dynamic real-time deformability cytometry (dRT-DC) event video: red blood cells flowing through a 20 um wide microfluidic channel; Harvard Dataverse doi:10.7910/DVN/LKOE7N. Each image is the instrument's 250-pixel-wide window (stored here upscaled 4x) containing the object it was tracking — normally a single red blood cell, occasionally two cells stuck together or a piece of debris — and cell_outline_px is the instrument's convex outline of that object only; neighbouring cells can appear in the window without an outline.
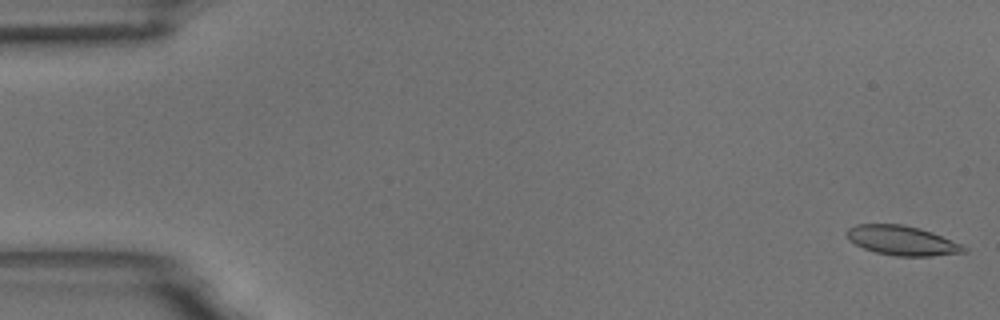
{"species": "common noctule bat (a hibernating species)", "species_latin": "Nyctalus noctula", "temperature_condition": "room temperature", "stored_images_in_passage": 56, "camera_frame_rate_fps": 3000, "um_per_image_px": 0.085, "animal": {"sex": "male", "body_mass_g": 18.8}, "frame": {"image": 1, "passage_image": 1, "time_ms": 0.0, "image_size_px": [1000, 320], "cell_outline_px": [[968, 252], [932, 256], [896, 256], [876, 252], [864, 248], [848, 240], [844, 232], [848, 228], [856, 224], [904, 224], [920, 228], [932, 232], [960, 244], [968, 248]], "centroid_in_image_um": [76.66, 20.44], "position_along_channel_um": 8.3, "area_um2": 20.23}}
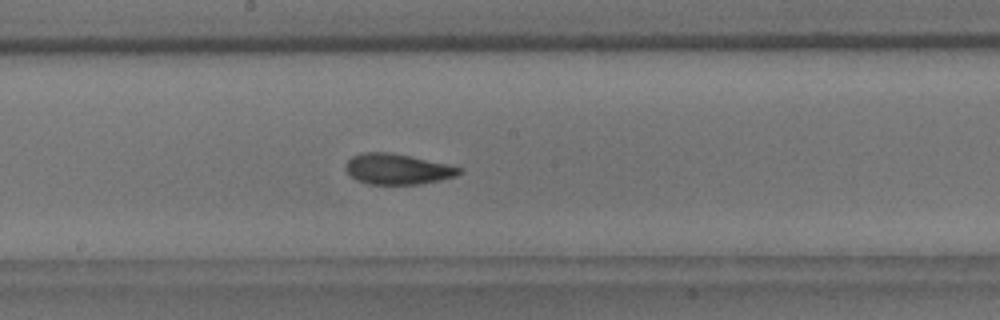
{"frame": {"image": 2, "passage_image": 30, "time_ms": 9.667, "image_size_px": [1000, 320], "cell_outline_px": [[464, 172], [456, 176], [420, 184], [368, 184], [356, 180], [344, 168], [348, 160], [352, 156], [364, 152], [388, 152], [448, 164], [464, 168]], "centroid_in_image_um": [33.8, 14.37], "position_along_channel_um": 214.4, "area_um2": 20.17}}
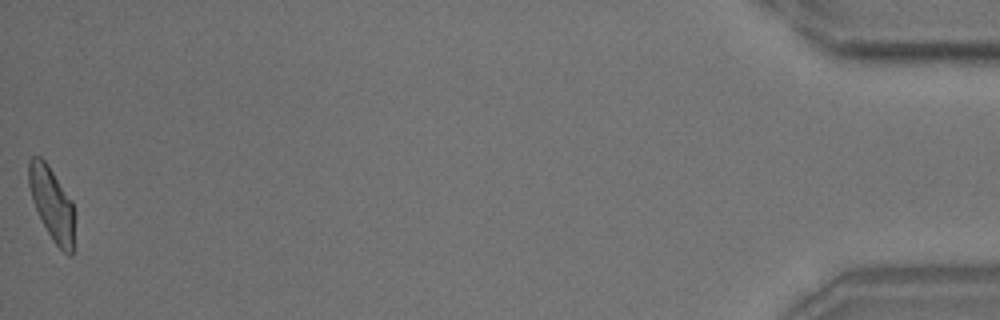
{"frame": {"image": 3, "passage_image": 56, "time_ms": 18.333, "image_size_px": [1000, 320], "cell_outline_px": [[76, 212], [72, 256], [68, 256], [56, 244], [48, 232], [32, 200], [28, 184], [28, 160], [32, 156], [40, 156], [48, 164], [72, 200]], "centroid_in_image_um": [4.44, 17.3], "position_along_channel_um": 430.8, "area_um2": 19.77}, "authors_computed_cell_mechanics": {"area_um2": 20.2011, "velocity_mm_per_s": 3.6117, "shape_relaxation_time_tau1_ms": 4.4801, "shape_relaxation_time_tau2_ms": 1.6719, "deformation_change_tau1": 0.1279, "deformation_change_tau2": 0.0752}}